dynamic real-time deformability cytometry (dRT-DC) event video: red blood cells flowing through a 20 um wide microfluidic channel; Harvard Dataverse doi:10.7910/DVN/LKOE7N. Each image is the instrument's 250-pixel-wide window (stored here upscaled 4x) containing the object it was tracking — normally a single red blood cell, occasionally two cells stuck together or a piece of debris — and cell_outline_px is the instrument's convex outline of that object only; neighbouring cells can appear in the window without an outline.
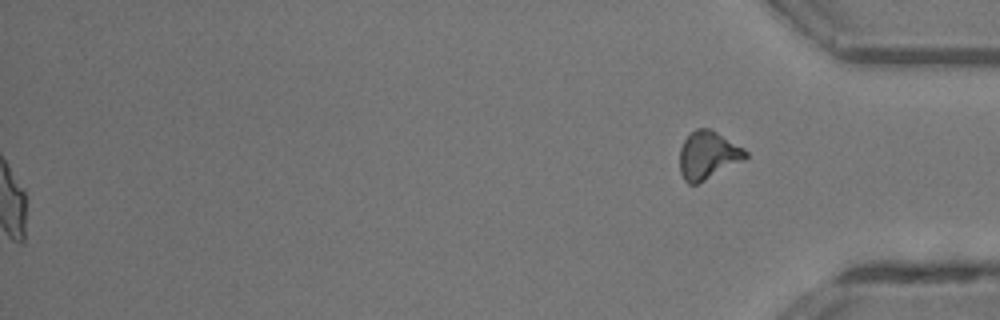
{"species": "common noctule bat (a hibernating species)", "species_latin": "Nyctalus noctula", "temperature_condition": "room temperature", "stored_images_in_passage": 47, "segment_of_instrument_passage": [2, 2], "camera_frame_rate_fps": 3000, "um_per_image_px": 0.085, "animal": {"sex": "male", "body_mass_g": 13.3}, "frame": {"image": 1, "passage_image": 47, "time_ms": 15.333, "image_size_px": [1000, 320], "cell_outline_px": [[748, 156], [744, 160], [696, 184], [688, 184], [684, 180], [680, 172], [680, 148], [684, 140], [696, 128], [708, 128], [716, 132], [744, 148], [748, 152]], "centroid_in_image_um": [60.17, 13.19], "position_along_channel_um": 375.0, "area_um2": 18.15}}